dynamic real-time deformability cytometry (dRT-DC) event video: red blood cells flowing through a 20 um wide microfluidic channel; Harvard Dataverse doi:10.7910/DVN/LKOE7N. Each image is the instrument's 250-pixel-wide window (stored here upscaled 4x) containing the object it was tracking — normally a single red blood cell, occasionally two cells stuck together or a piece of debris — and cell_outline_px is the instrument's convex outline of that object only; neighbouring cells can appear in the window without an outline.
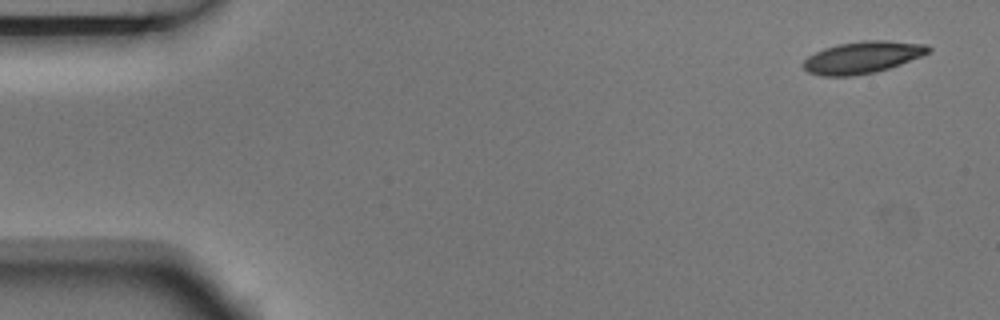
{"species": "Egyptian fruit bat (a non-hibernating species)", "species_latin": "Rousettus aegyptiacus", "temperature_condition": "room temperature", "stored_images_in_passage": 5, "camera_frame_rate_fps": 3000, "um_per_image_px": 0.085, "animal": {"sex": "male"}, "frame": {"image": 1, "passage_image": 1, "time_ms": 0.0, "image_size_px": [1000, 320], "cell_outline_px": [[932, 48], [928, 52], [920, 56], [900, 64], [876, 72], [852, 76], [824, 76], [808, 72], [804, 68], [804, 60], [808, 56], [824, 48], [840, 44], [864, 40], [888, 40], [928, 44]], "centroid_in_image_um": [73.33, 4.87], "position_along_channel_um": 11.7, "area_um2": 23.12}}
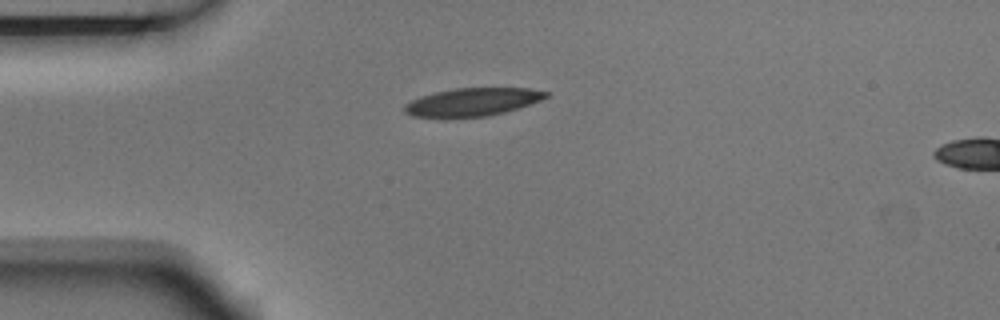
{"frame": {"image": 2, "passage_image": 4, "time_ms": 1.0, "image_size_px": [1000, 320], "cell_outline_px": [[548, 96], [540, 100], [504, 112], [488, 116], [444, 120], [412, 116], [404, 112], [404, 104], [420, 96], [436, 92], [456, 88], [528, 88], [548, 92]], "centroid_in_image_um": [40.05, 8.71], "position_along_channel_um": 44.9, "area_um2": 23.58}}